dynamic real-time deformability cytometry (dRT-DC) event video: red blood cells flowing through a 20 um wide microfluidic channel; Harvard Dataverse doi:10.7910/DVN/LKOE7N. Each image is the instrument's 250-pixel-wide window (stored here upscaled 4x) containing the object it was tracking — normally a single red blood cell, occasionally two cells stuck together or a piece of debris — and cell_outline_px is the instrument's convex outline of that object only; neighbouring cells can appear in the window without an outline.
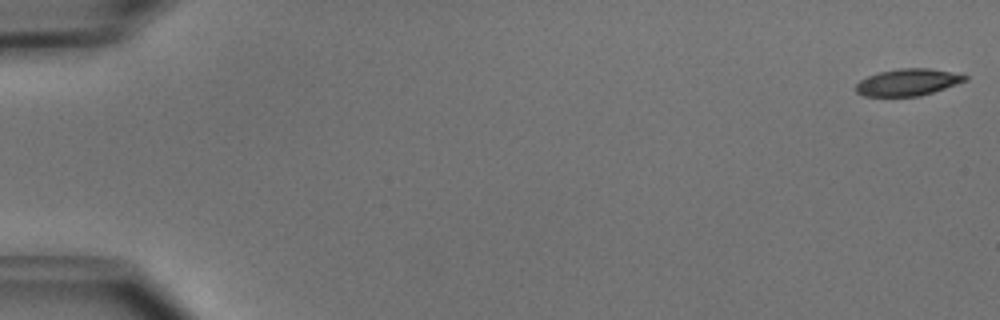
{"species": "common noctule bat (a hibernating species)", "species_latin": "Nyctalus noctula", "temperature_condition": "cold", "stored_images_in_passage": 51, "camera_frame_rate_fps": 3000, "um_per_image_px": 0.085, "animal": {"sex": "male", "body_mass_g": 15.6}, "frame": {"image": 1, "passage_image": 1, "time_ms": 0.0, "image_size_px": [1000, 320], "cell_outline_px": [[968, 80], [920, 96], [864, 96], [856, 92], [856, 84], [860, 80], [868, 76], [880, 72], [900, 68], [928, 68], [968, 76]], "centroid_in_image_um": [77.13, 6.99], "position_along_channel_um": 7.9, "area_um2": 16.82}}
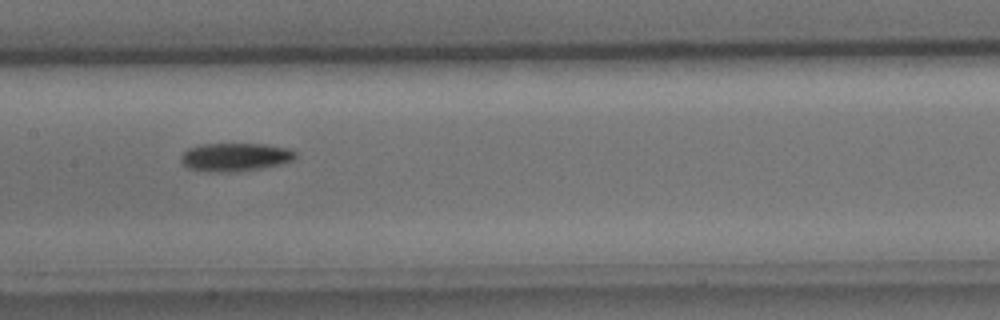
{"frame": {"image": 2, "passage_image": 26, "time_ms": 8.333, "image_size_px": [1000, 320], "cell_outline_px": [[296, 160], [284, 164], [264, 168], [232, 172], [216, 172], [188, 168], [180, 160], [180, 156], [188, 148], [200, 144], [264, 144], [288, 148], [296, 152]], "centroid_in_image_um": [20.04, 13.35], "position_along_channel_um": 187.4, "area_um2": 19.07}}
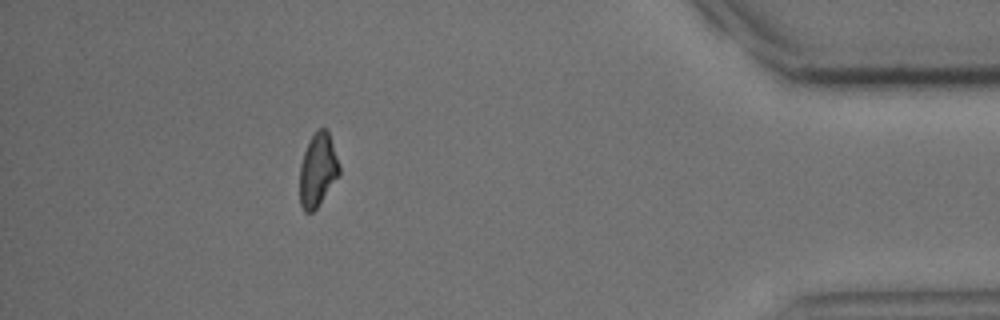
{"frame": {"image": 3, "passage_image": 46, "time_ms": 15.0, "image_size_px": [1000, 320], "cell_outline_px": [[340, 176], [316, 208], [312, 212], [304, 212], [300, 204], [300, 164], [304, 152], [316, 128], [328, 128], [340, 164]], "centroid_in_image_um": [27.04, 14.43], "position_along_channel_um": 408.2, "area_um2": 17.17}, "authors_computed_cell_mechanics": {"area_um2": 18.0914, "velocity_mm_per_s": 3.9874, "shape_relaxation_time_tau1_ms": 3.9568, "shape_relaxation_time_tau2_ms": null, "deformation_change_tau1": 0.1141, "deformation_change_tau2": null}}